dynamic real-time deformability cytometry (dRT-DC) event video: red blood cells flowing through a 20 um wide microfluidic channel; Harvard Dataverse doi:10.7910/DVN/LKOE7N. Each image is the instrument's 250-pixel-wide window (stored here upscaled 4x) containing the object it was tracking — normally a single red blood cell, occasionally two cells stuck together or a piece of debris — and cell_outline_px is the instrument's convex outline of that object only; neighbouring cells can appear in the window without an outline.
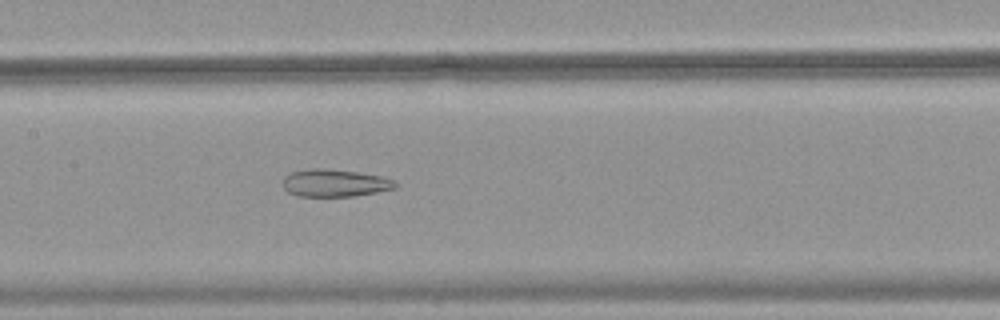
{"species": "common noctule bat (a hibernating species)", "species_latin": "Nyctalus noctula", "temperature_condition": "warm", "stored_images_in_passage": 51, "camera_frame_rate_fps": 3000, "um_per_image_px": 0.085, "animal": {"sex": "female", "body_mass_g": 18.4}, "frame": {"image": 1, "passage_image": 25, "time_ms": 8.0, "image_size_px": [1000, 320], "cell_outline_px": [[396, 188], [376, 192], [352, 196], [296, 196], [288, 192], [284, 188], [284, 176], [292, 172], [312, 168], [320, 168], [356, 172], [380, 176], [396, 180]], "centroid_in_image_um": [28.45, 15.56], "position_along_channel_um": 178.9, "area_um2": 17.8}}
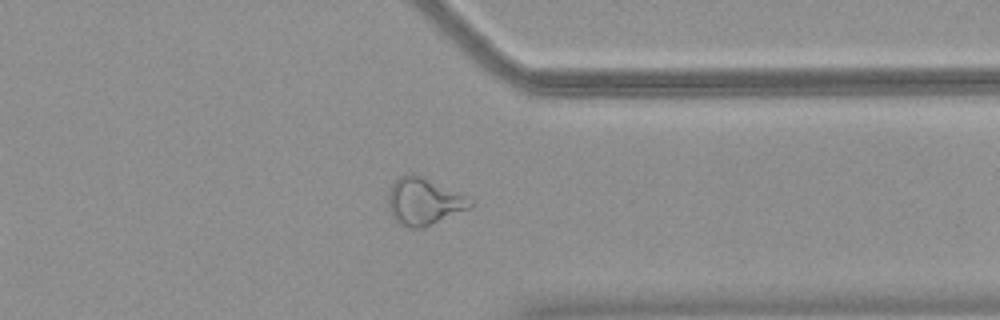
{"frame": {"image": 2, "passage_image": 40, "time_ms": 13.0, "image_size_px": [1000, 320], "cell_outline_px": [[476, 204], [468, 208], [424, 228], [408, 228], [400, 224], [392, 216], [388, 204], [388, 192], [392, 184], [400, 176], [408, 172], [412, 172], [464, 196], [472, 200]], "centroid_in_image_um": [35.98, 17.13], "position_along_channel_um": 375.4, "area_um2": 22.14}}
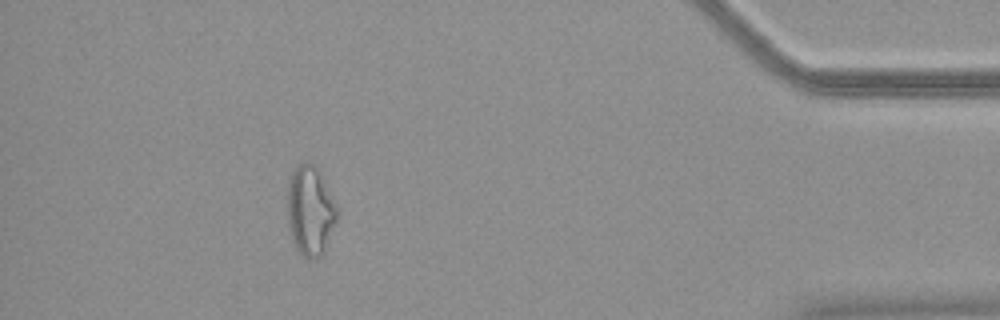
{"frame": {"image": 3, "passage_image": 46, "time_ms": 15.0, "image_size_px": [1000, 320], "cell_outline_px": [[336, 224], [324, 252], [320, 256], [308, 260], [296, 248], [292, 240], [288, 228], [288, 180], [292, 172], [304, 160], [316, 164], [336, 204]], "centroid_in_image_um": [26.36, 17.9], "position_along_channel_um": 408.8, "area_um2": 26.07}}